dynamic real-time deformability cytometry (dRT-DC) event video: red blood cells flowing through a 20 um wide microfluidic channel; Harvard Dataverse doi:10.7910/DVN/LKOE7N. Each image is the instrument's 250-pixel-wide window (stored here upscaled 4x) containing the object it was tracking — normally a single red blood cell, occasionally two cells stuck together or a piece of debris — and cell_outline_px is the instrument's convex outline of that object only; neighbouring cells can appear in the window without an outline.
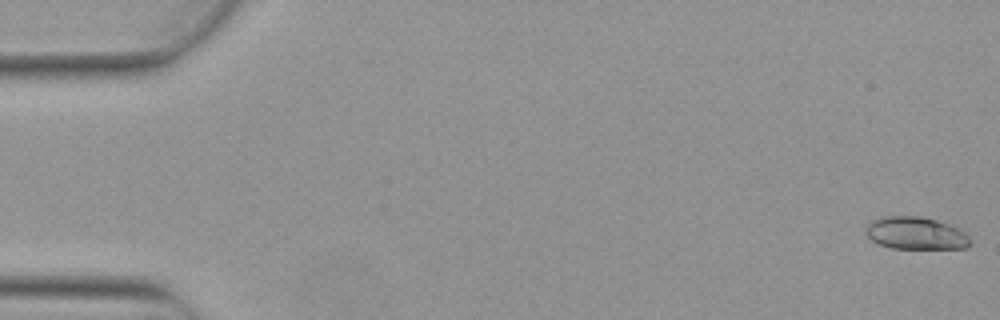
{"species": "Egyptian fruit bat (a non-hibernating species)", "species_latin": "Rousettus aegyptiacus", "temperature_condition": "warm", "stored_images_in_passage": 5, "camera_frame_rate_fps": 3000, "um_per_image_px": 0.085, "animal": {"sex": "female"}, "frame": {"image": 1, "passage_image": 1, "time_ms": 0.0, "image_size_px": [1000, 320], "cell_outline_px": [[972, 240], [964, 248], [892, 248], [880, 244], [872, 240], [864, 232], [864, 228], [872, 220], [880, 216], [920, 216], [936, 220], [960, 228]], "centroid_in_image_um": [77.81, 19.81], "position_along_channel_um": 7.2, "area_um2": 19.77}}
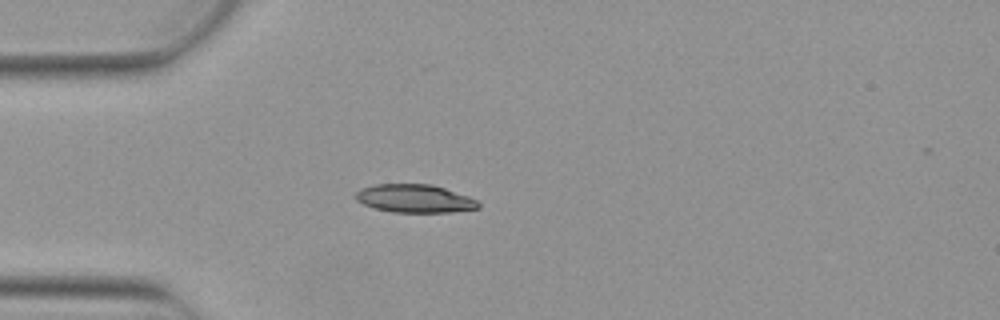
{"frame": {"image": 2, "passage_image": 5, "time_ms": 1.333, "image_size_px": [1000, 320], "cell_outline_px": [[480, 208], [452, 212], [392, 212], [376, 208], [364, 204], [356, 200], [352, 196], [360, 188], [376, 184], [432, 184], [468, 196], [476, 200], [480, 204]], "centroid_in_image_um": [35.22, 16.87], "position_along_channel_um": 49.8, "area_um2": 20.17}}